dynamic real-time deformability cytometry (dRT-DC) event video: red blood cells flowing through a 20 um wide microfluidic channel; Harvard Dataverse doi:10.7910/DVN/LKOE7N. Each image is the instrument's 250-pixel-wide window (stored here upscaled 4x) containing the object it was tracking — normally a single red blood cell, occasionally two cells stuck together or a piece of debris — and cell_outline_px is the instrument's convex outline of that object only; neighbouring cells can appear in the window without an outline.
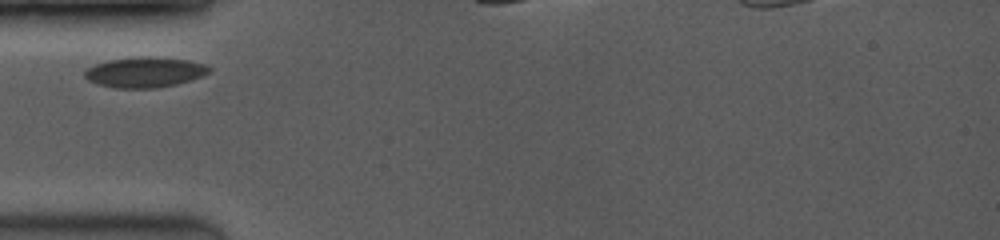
{"species": "common noctule bat (a hibernating species)", "species_latin": "Nyctalus noctula", "temperature_condition": "room temperature", "stored_images_in_passage": 15, "camera_frame_rate_fps": 3500, "um_per_image_px": 0.085, "animal": {"sex": "female", "body_mass_g": 19.0, "forearm_length_mm": 53.3}, "frame": {"image": 1, "passage_image": 1, "time_ms": 0.0, "image_size_px": [1000, 240], "cell_outline_px": [[212, 72], [176, 84], [156, 88], [112, 88], [96, 84], [88, 80], [84, 76], [84, 68], [108, 60], [140, 56], [148, 56], [188, 60], [208, 64], [212, 68]], "centroid_in_image_um": [12.29, 6.13], "position_along_channel_um": 72.7, "area_um2": 22.25}}
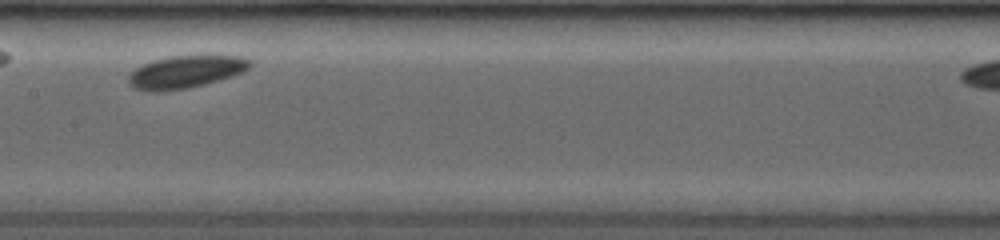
{"frame": {"image": 2, "passage_image": 5, "time_ms": 3.143, "image_size_px": [1000, 240], "cell_outline_px": [[252, 64], [248, 68], [232, 76], [204, 84], [188, 88], [156, 92], [132, 88], [128, 84], [128, 76], [136, 68], [152, 60], [172, 56], [240, 56], [252, 60]], "centroid_in_image_um": [15.75, 6.11], "position_along_channel_um": 191.7, "area_um2": 22.77}}
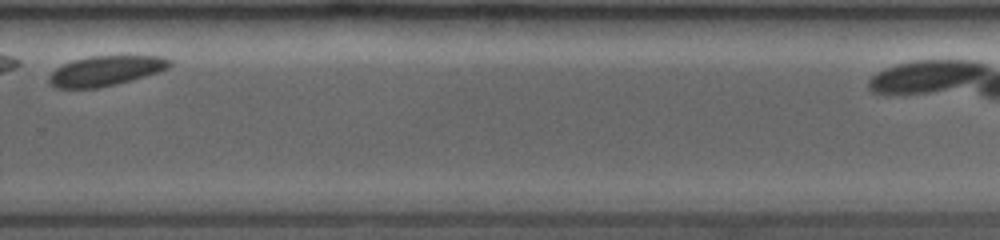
{"frame": {"image": 3, "passage_image": 13, "time_ms": 6.571, "image_size_px": [1000, 240], "cell_outline_px": [[172, 64], [168, 68], [160, 72], [132, 80], [100, 88], [56, 88], [48, 80], [48, 76], [56, 68], [64, 64], [76, 60], [92, 56], [164, 56], [172, 60]], "centroid_in_image_um": [9.03, 6.02], "position_along_channel_um": 320.8, "area_um2": 21.04}}